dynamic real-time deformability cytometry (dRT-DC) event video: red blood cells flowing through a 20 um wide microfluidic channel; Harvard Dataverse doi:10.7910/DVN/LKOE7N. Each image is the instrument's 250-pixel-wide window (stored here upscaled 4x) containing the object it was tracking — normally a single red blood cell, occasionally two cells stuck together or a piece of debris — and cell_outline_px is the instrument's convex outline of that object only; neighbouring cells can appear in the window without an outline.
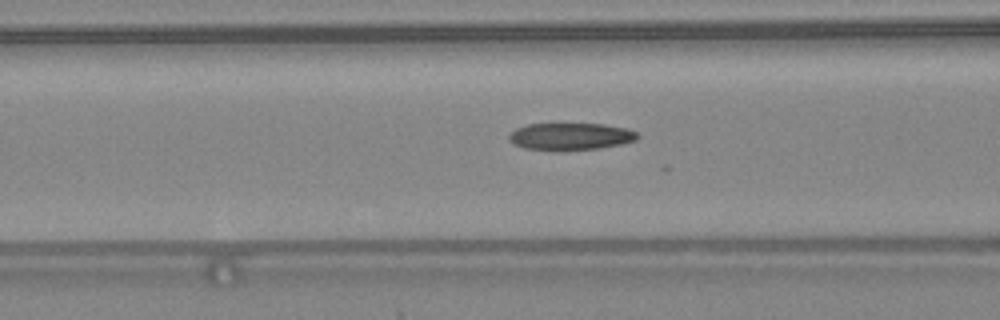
{"species": "common noctule bat (a hibernating species)", "species_latin": "Nyctalus noctula", "temperature_condition": "warm", "stored_images_in_passage": 29, "camera_frame_rate_fps": 3000, "um_per_image_px": 0.085, "animal": {"sex": "female", "body_mass_g": 24.6, "forearm_length_mm": 56.2}, "frame": {"image": 1, "passage_image": 15, "time_ms": 4.667, "image_size_px": [1000, 320], "cell_outline_px": [[640, 136], [636, 140], [620, 144], [596, 148], [556, 152], [524, 148], [512, 144], [508, 140], [508, 136], [516, 128], [528, 124], [604, 124], [628, 128], [636, 132]], "centroid_in_image_um": [48.46, 11.61], "position_along_channel_um": 118.1, "area_um2": 20.63}}
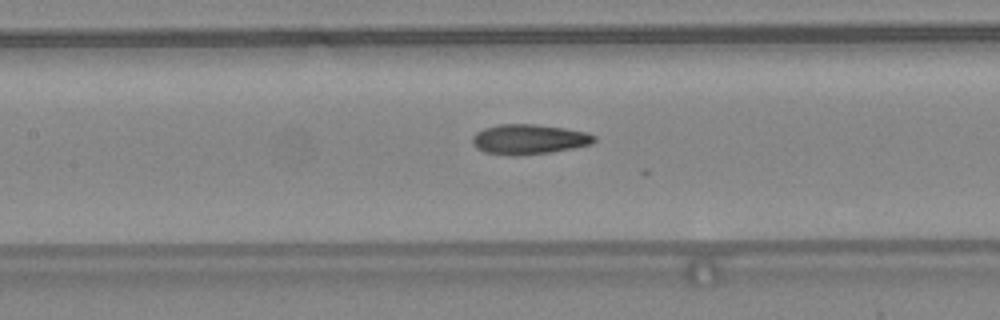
{"frame": {"image": 2, "passage_image": 18, "time_ms": 5.667, "image_size_px": [1000, 320], "cell_outline_px": [[596, 140], [592, 144], [552, 152], [516, 156], [484, 152], [476, 148], [472, 144], [472, 136], [476, 132], [484, 128], [500, 124], [532, 124], [564, 128], [588, 132], [596, 136]], "centroid_in_image_um": [44.95, 11.84], "position_along_channel_um": 162.4, "area_um2": 21.39}}